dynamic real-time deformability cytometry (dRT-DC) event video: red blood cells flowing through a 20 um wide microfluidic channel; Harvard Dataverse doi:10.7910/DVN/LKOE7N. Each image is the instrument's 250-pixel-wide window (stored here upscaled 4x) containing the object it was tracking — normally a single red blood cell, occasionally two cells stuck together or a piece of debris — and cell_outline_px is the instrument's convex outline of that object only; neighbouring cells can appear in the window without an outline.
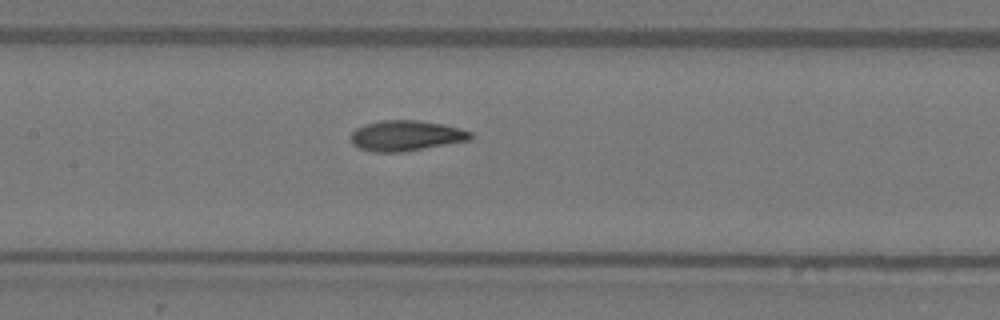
{"species": "Egyptian fruit bat (a non-hibernating species)", "species_latin": "Rousettus aegyptiacus", "temperature_condition": "warm", "stored_images_in_passage": 32, "camera_frame_rate_fps": 3000, "um_per_image_px": 0.085, "animal": {"sex": "female"}, "frame": {"image": 1, "passage_image": 10, "time_ms": 3.0, "image_size_px": [1000, 320], "cell_outline_px": [[472, 136], [468, 140], [400, 152], [372, 152], [360, 148], [352, 144], [348, 136], [356, 128], [364, 124], [380, 120], [420, 120], [460, 128], [472, 132]], "centroid_in_image_um": [34.43, 11.52], "position_along_channel_um": 173.0, "area_um2": 21.15}, "authors_computed_cell_mechanics": {"area_um2": 20.8369, "velocity_mm_per_s": 4.0026, "shape_relaxation_time_tau1_ms": 4.9693, "shape_relaxation_time_tau2_ms": 0.812, "deformation_change_tau1": 0.1901, "deformation_change_tau2": 0.0593}}